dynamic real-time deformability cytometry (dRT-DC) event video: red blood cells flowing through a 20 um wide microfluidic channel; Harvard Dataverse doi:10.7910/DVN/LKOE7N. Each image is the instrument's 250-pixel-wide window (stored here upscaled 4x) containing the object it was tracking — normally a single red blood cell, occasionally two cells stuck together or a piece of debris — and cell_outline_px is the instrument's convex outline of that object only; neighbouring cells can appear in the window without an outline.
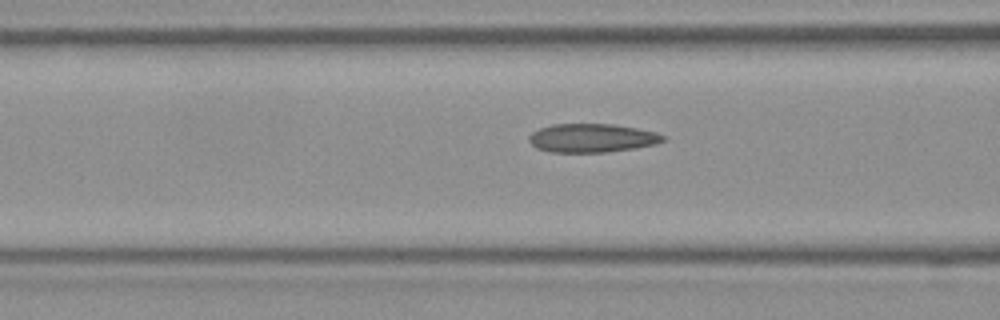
{"species": "Egyptian fruit bat (a non-hibernating species)", "species_latin": "Rousettus aegyptiacus", "temperature_condition": "room temperature", "stored_images_in_passage": 37, "camera_frame_rate_fps": 3000, "um_per_image_px": 0.085, "frame": {"image": 1, "passage_image": 16, "time_ms": 5.0, "image_size_px": [1000, 320], "cell_outline_px": [[668, 140], [656, 144], [636, 148], [608, 152], [552, 152], [536, 148], [528, 140], [528, 136], [532, 132], [540, 128], [552, 124], [612, 124], [636, 128], [656, 132], [668, 136]], "centroid_in_image_um": [50.36, 11.73], "position_along_channel_um": 116.2, "area_um2": 22.6}}
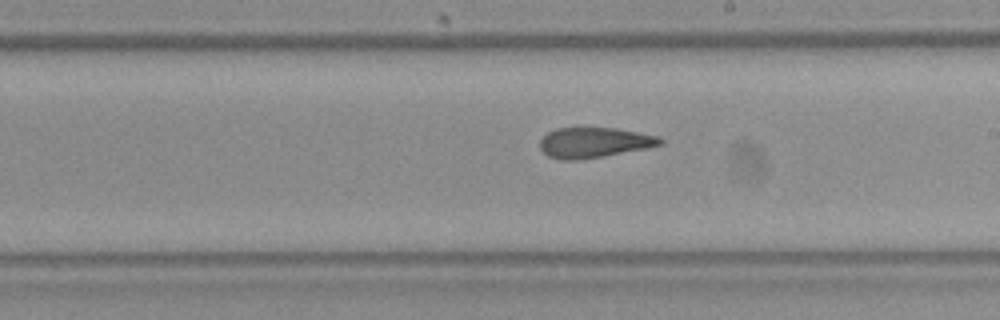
{"frame": {"image": 2, "passage_image": 25, "time_ms": 8.0, "image_size_px": [1000, 320], "cell_outline_px": [[664, 144], [648, 148], [604, 156], [576, 160], [560, 160], [548, 156], [540, 148], [540, 140], [548, 132], [556, 128], [616, 128], [660, 136], [664, 140]], "centroid_in_image_um": [50.54, 12.12], "position_along_channel_um": 238.5, "area_um2": 21.33}}
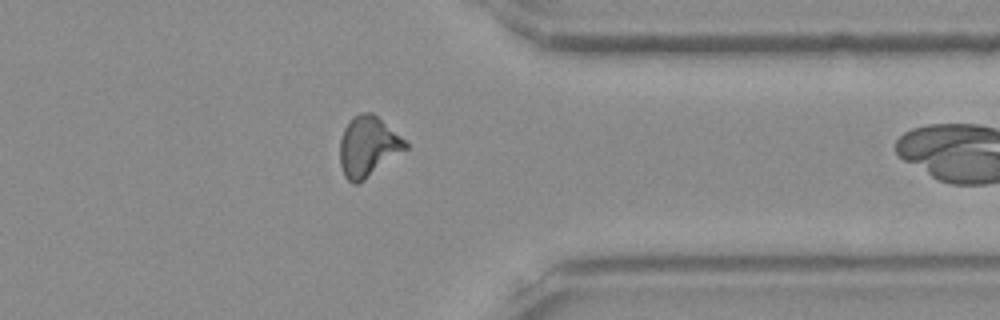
{"frame": {"image": 3, "passage_image": 36, "time_ms": 11.667, "image_size_px": [1000, 320], "cell_outline_px": [[408, 148], [364, 180], [356, 184], [352, 184], [344, 176], [340, 164], [340, 140], [344, 128], [348, 120], [352, 116], [360, 112], [372, 112], [400, 136], [408, 144]], "centroid_in_image_um": [31.25, 12.45], "position_along_channel_um": 380.1, "area_um2": 22.95}}